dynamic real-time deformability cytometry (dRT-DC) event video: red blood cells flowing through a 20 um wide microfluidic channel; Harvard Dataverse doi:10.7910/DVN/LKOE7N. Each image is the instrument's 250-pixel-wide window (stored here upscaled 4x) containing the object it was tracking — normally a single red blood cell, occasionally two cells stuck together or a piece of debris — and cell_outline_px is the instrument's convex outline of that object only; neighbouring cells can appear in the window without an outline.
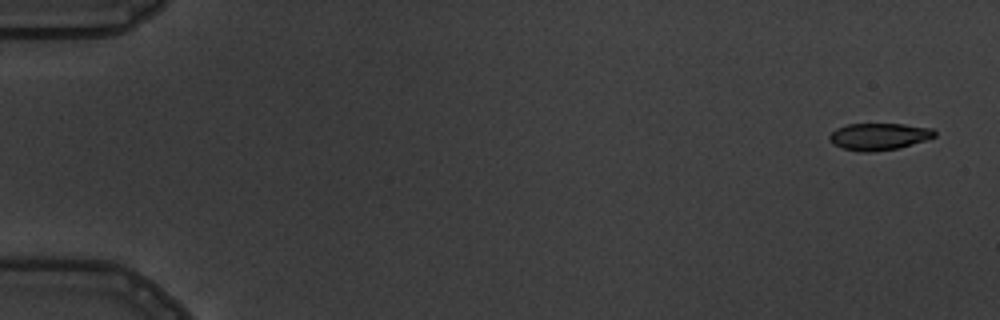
{"species": "common noctule bat (a hibernating species)", "species_latin": "Nyctalus noctula", "temperature_condition": "warm", "stored_images_in_passage": 6, "camera_frame_rate_fps": 3000, "um_per_image_px": 0.085, "animal": {"sex": "male", "body_mass_g": 19.5, "forearm_length_mm": 54.6}, "frame": {"image": 1, "passage_image": 1, "time_ms": 0.0, "image_size_px": [1000, 320], "cell_outline_px": [[936, 136], [900, 148], [872, 152], [860, 152], [844, 148], [832, 144], [828, 140], [828, 136], [836, 128], [848, 124], [904, 124], [932, 128], [936, 132]], "centroid_in_image_um": [74.69, 11.6], "position_along_channel_um": 10.3, "area_um2": 16.59}}
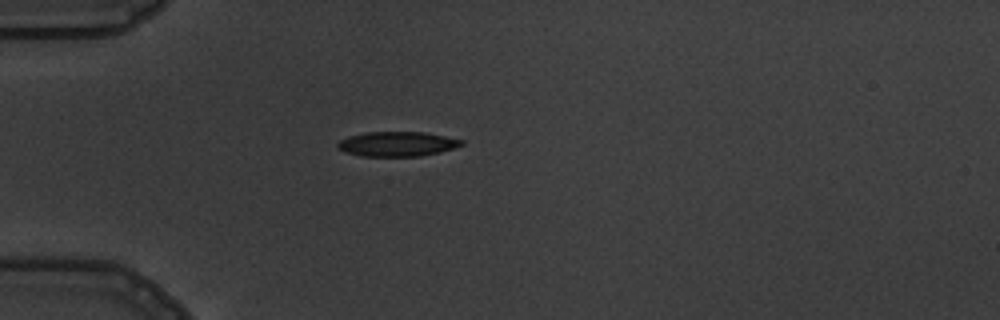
{"frame": {"image": 2, "passage_image": 5, "time_ms": 4.667, "image_size_px": [1000, 320], "cell_outline_px": [[464, 144], [440, 152], [420, 156], [360, 156], [344, 152], [336, 148], [336, 144], [340, 140], [348, 136], [364, 132], [424, 132], [464, 140]], "centroid_in_image_um": [33.71, 12.24], "position_along_channel_um": 51.3, "area_um2": 17.92}}